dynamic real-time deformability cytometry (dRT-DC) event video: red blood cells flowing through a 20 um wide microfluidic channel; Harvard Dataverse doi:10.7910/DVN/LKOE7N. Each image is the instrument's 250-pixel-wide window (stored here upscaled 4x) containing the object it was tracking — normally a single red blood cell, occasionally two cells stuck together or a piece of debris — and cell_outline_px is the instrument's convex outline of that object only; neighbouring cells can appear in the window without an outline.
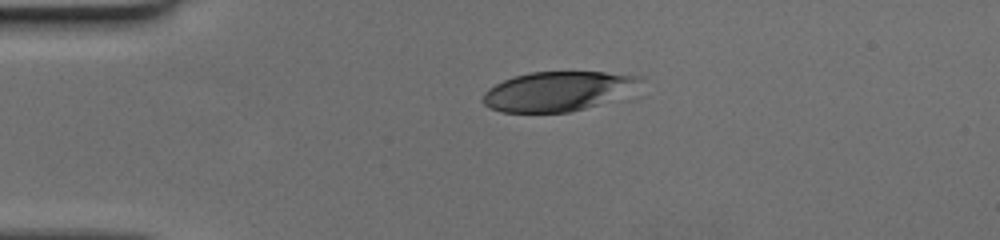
{"species": "human", "species_latin": "Homo sapiens", "temperature_condition": "cold", "stored_images_in_passage": 41, "camera_frame_rate_fps": 3000, "um_per_image_px": 0.085, "donor": {"sex": "female"}, "frame": {"image": 1, "passage_image": 1, "time_ms": 0.0, "image_size_px": [1000, 240], "cell_outline_px": [[644, 80], [596, 104], [584, 108], [568, 112], [500, 112], [488, 108], [484, 104], [484, 92], [488, 88], [504, 80], [516, 76], [532, 72], [604, 72], [644, 76]], "centroid_in_image_um": [47.27, 7.74], "position_along_channel_um": 37.7, "area_um2": 34.97}}
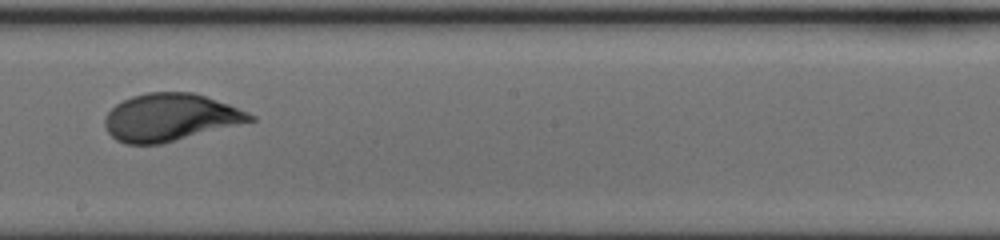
{"frame": {"image": 2, "passage_image": 19, "time_ms": 6.0, "image_size_px": [1000, 240], "cell_outline_px": [[256, 120], [160, 144], [124, 144], [116, 140], [108, 132], [104, 124], [104, 120], [108, 112], [116, 104], [132, 96], [148, 92], [192, 92], [228, 104], [248, 112], [256, 116]], "centroid_in_image_um": [14.45, 9.98], "position_along_channel_um": 233.8, "area_um2": 39.82}}
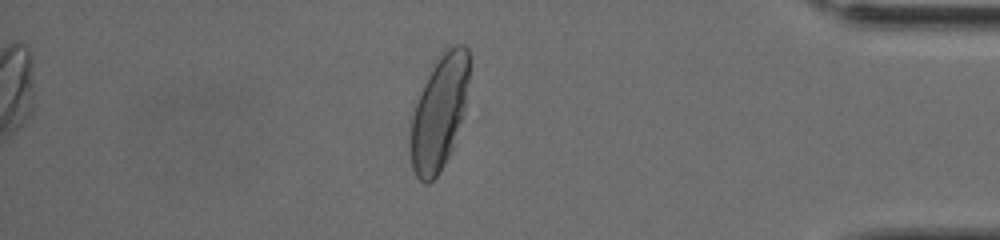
{"frame": {"image": 3, "passage_image": 34, "time_ms": 11.0, "image_size_px": [1000, 240], "cell_outline_px": [[468, 80], [464, 108], [460, 120], [444, 164], [440, 172], [428, 184], [424, 184], [416, 176], [412, 168], [408, 140], [412, 116], [420, 92], [432, 68], [440, 56], [452, 44], [464, 44], [468, 48]], "centroid_in_image_um": [37.28, 9.59], "position_along_channel_um": 397.9, "area_um2": 38.15}}